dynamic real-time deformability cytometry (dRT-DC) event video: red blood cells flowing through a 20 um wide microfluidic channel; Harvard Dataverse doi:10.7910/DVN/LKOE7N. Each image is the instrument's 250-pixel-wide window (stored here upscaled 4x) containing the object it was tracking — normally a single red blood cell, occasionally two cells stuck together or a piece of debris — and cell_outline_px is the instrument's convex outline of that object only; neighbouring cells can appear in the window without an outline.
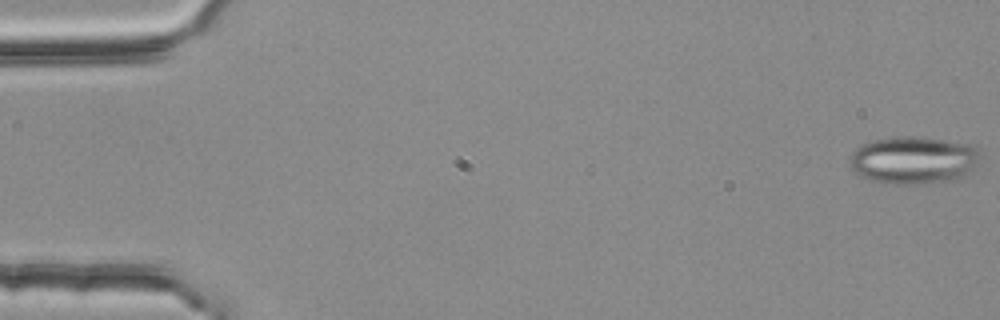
{"species": "common noctule bat (a hibernating species)", "species_latin": "Nyctalus noctula", "temperature_condition": "room temperature", "stored_images_in_passage": 55, "segment_of_instrument_passage": [1, 2], "camera_frame_rate_fps": 3000, "um_per_image_px": 0.085, "animal": {"sex": "female", "body_mass_g": 25.1}, "frame": {"image": 1, "passage_image": 1, "time_ms": 0.0, "image_size_px": [1000, 320], "cell_outline_px": [[980, 160], [964, 180], [924, 184], [884, 184], [860, 176], [848, 164], [848, 156], [856, 148], [872, 140], [904, 136], [916, 136], [976, 144], [980, 148]], "centroid_in_image_um": [77.73, 13.63], "position_along_channel_um": 7.3, "area_um2": 37.34}}